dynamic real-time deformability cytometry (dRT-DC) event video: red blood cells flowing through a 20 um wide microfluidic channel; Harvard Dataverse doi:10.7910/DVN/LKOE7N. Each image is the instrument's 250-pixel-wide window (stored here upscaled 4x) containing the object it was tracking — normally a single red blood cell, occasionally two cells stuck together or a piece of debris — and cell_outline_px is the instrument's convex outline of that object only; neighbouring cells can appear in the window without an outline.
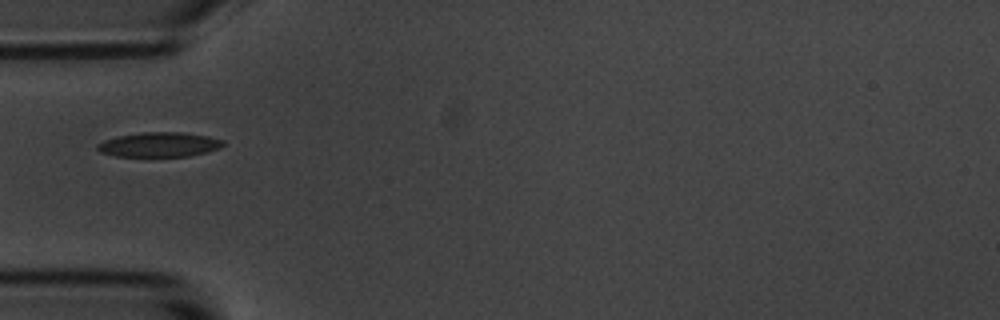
{"species": "common noctule bat (a hibernating species)", "species_latin": "Nyctalus noctula", "temperature_condition": "room temperature", "stored_images_in_passage": 9, "camera_frame_rate_fps": 3000, "um_per_image_px": 0.085, "animal": {"sex": "male", "body_mass_g": 20.1, "forearm_length_mm": 53.5}, "frame": {"image": 1, "passage_image": 1, "time_ms": 0.0, "image_size_px": [1000, 320], "cell_outline_px": [[224, 144], [220, 148], [188, 156], [116, 156], [100, 152], [96, 148], [96, 144], [104, 140], [116, 136], [140, 132], [180, 132], [208, 136], [224, 140]], "centroid_in_image_um": [13.5, 12.28], "position_along_channel_um": 71.5, "area_um2": 18.03}}
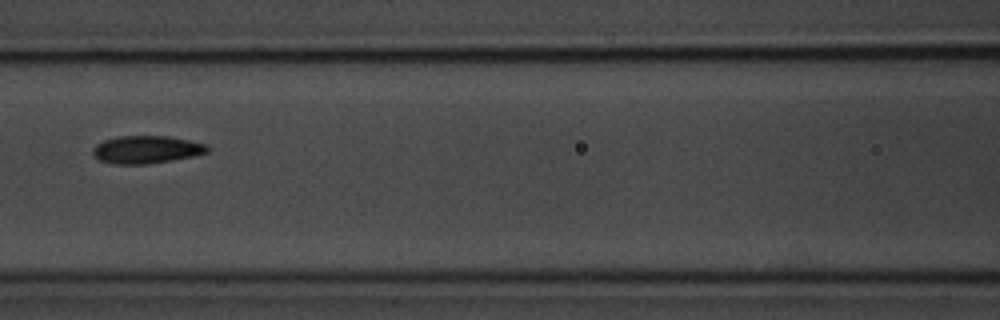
{"frame": {"image": 2, "passage_image": 3, "time_ms": 2.333, "image_size_px": [1000, 320], "cell_outline_px": [[208, 152], [192, 156], [172, 160], [148, 164], [116, 164], [100, 160], [92, 152], [92, 148], [96, 144], [104, 140], [120, 136], [168, 136], [208, 144]], "centroid_in_image_um": [12.45, 12.71], "position_along_channel_um": 154.2, "area_um2": 18.38}}
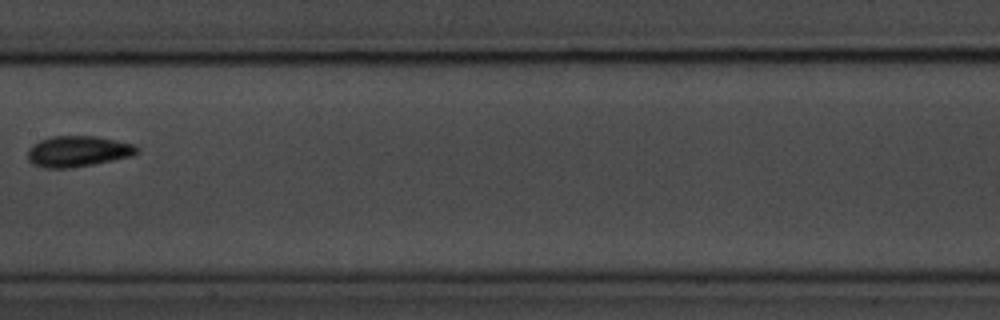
{"frame": {"image": 3, "passage_image": 4, "time_ms": 3.667, "image_size_px": [1000, 320], "cell_outline_px": [[140, 148], [132, 156], [72, 168], [44, 168], [32, 164], [28, 160], [28, 148], [32, 144], [40, 140], [52, 136], [96, 136], [136, 144]], "centroid_in_image_um": [6.6, 12.86], "position_along_channel_um": 200.8, "area_um2": 19.77}}